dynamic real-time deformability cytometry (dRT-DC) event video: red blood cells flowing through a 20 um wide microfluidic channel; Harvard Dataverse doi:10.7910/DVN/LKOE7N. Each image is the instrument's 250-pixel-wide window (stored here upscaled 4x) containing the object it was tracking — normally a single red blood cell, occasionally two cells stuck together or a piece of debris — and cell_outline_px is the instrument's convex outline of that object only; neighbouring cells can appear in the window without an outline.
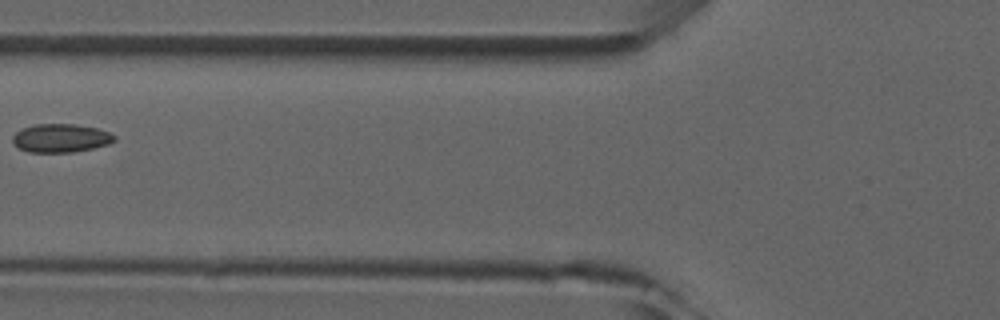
{"species": "common noctule bat (a hibernating species)", "species_latin": "Nyctalus noctula", "temperature_condition": "room temperature", "stored_images_in_passage": 4, "camera_frame_rate_fps": 3000, "um_per_image_px": 0.085, "animal": {"sex": "male", "forearm_length_mm": 52.5}, "frame": {"image": 1, "passage_image": 4, "time_ms": 3.333, "image_size_px": [1000, 320], "cell_outline_px": [[116, 140], [108, 144], [92, 148], [72, 152], [28, 152], [20, 148], [12, 140], [12, 136], [16, 132], [24, 128], [36, 124], [76, 124], [96, 128], [108, 132], [116, 136]], "centroid_in_image_um": [5.18, 11.73], "position_along_channel_um": 120.6, "area_um2": 16.7}}